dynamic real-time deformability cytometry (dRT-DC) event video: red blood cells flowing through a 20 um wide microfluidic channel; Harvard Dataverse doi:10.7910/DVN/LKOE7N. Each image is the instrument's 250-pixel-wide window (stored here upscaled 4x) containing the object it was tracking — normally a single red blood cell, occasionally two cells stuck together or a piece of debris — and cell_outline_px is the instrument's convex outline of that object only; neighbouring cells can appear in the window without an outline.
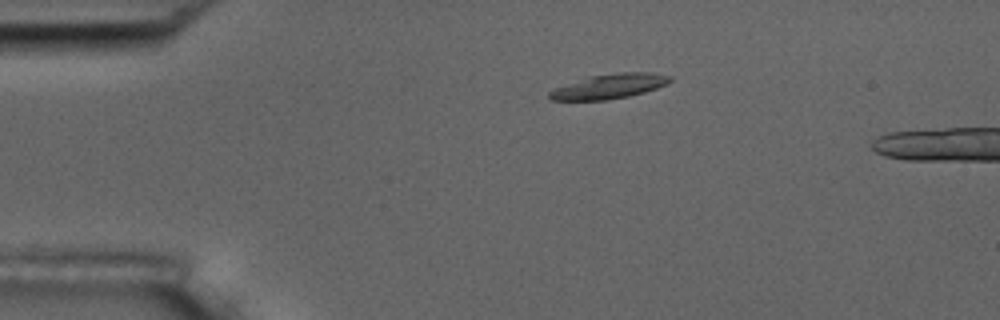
{"species": "common noctule bat (a hibernating species)", "species_latin": "Nyctalus noctula", "temperature_condition": "room temperature", "stored_images_in_passage": 3, "camera_frame_rate_fps": 3000, "um_per_image_px": 0.085, "animal": {"sex": "male", "body_mass_g": 17.5, "forearm_length_mm": 52.3}, "frame": {"image": 1, "passage_image": 1, "time_ms": 0.0, "image_size_px": [1000, 320], "cell_outline_px": [[672, 80], [668, 84], [644, 92], [628, 96], [608, 100], [552, 100], [548, 96], [548, 92], [556, 88], [588, 76], [620, 72], [652, 72], [672, 76]], "centroid_in_image_um": [51.83, 7.33], "position_along_channel_um": 33.2, "area_um2": 17.34}}